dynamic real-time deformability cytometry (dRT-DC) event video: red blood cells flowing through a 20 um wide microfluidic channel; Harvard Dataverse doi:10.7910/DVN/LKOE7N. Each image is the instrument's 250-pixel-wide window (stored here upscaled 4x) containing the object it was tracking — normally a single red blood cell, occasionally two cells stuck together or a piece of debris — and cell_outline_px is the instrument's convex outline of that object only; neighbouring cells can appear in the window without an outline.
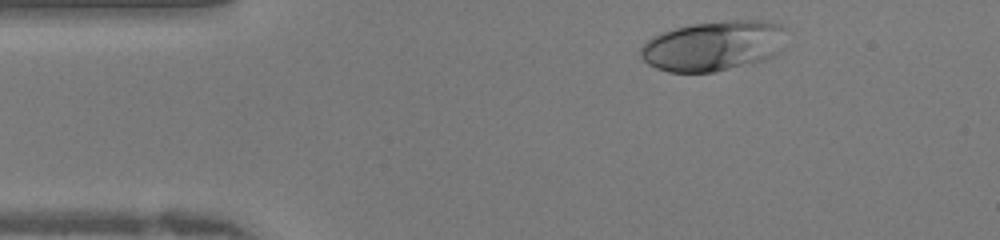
{"species": "human", "species_latin": "Homo sapiens", "temperature_condition": "warm", "stored_images_in_passage": 37, "camera_frame_rate_fps": 3000, "um_per_image_px": 0.085, "donor": {"sex": "female"}, "frame": {"image": 1, "passage_image": 2, "time_ms": 0.333, "image_size_px": [1000, 240], "cell_outline_px": [[784, 28], [780, 52], [764, 60], [712, 72], [668, 72], [656, 68], [648, 64], [640, 56], [640, 48], [652, 36], [676, 28], [696, 24], [728, 20], [764, 20], [780, 24]], "centroid_in_image_um": [60.62, 3.9], "position_along_channel_um": 24.4, "area_um2": 42.14}}
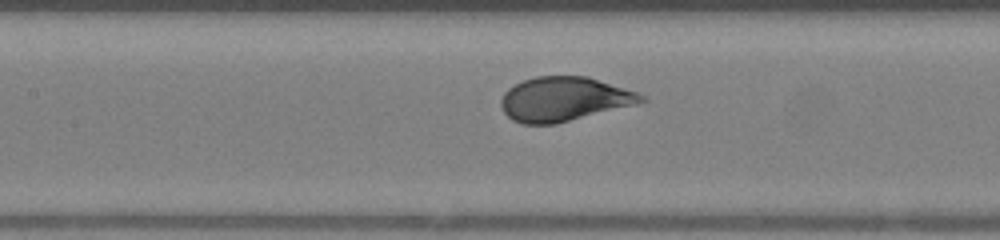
{"frame": {"image": 2, "passage_image": 14, "time_ms": 4.333, "image_size_px": [1000, 240], "cell_outline_px": [[648, 100], [636, 104], [556, 124], [520, 124], [512, 120], [504, 112], [500, 104], [500, 100], [504, 92], [508, 88], [524, 80], [536, 76], [588, 76], [636, 92], [644, 96]], "centroid_in_image_um": [47.91, 8.43], "position_along_channel_um": 159.5, "area_um2": 36.07}}
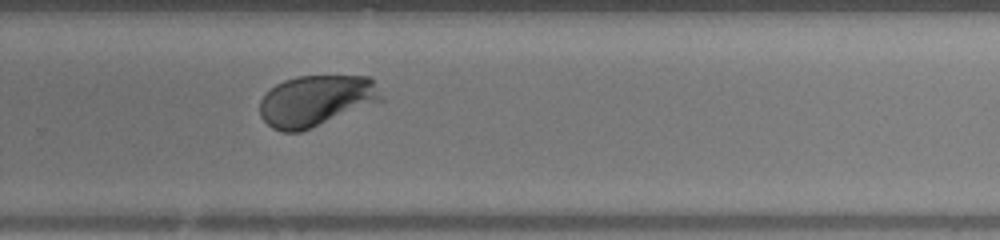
{"frame": {"image": 3, "passage_image": 23, "time_ms": 7.333, "image_size_px": [1000, 240], "cell_outline_px": [[384, 100], [312, 128], [300, 132], [280, 132], [272, 128], [260, 116], [260, 100], [276, 84], [284, 80], [296, 76], [372, 76], [384, 96]], "centroid_in_image_um": [26.9, 8.56], "position_along_channel_um": 302.9, "area_um2": 36.41}}